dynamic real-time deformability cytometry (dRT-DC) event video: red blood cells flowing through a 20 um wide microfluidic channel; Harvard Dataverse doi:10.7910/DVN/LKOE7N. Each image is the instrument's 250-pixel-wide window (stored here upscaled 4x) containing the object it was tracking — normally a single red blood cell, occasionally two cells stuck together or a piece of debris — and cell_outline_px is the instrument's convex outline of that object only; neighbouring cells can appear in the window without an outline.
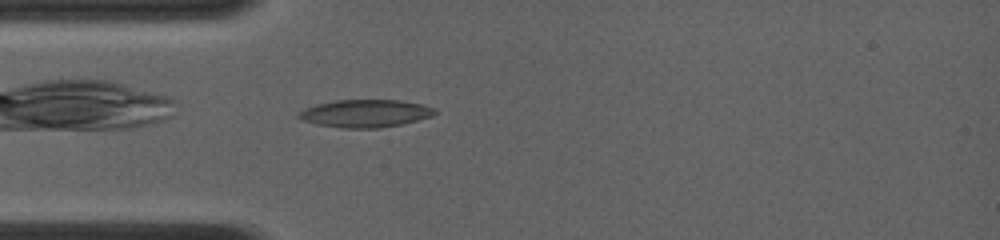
{"species": "common noctule bat (a hibernating species)", "species_latin": "Nyctalus noctula", "temperature_condition": "room temperature", "stored_images_in_passage": 1, "camera_frame_rate_fps": 4000, "um_per_image_px": 0.085, "animal": {"sex": "female", "body_mass_g": 19.0, "forearm_length_mm": 56.7}, "frame": {"image": 1, "passage_image": 1, "time_ms": 0.0, "image_size_px": [1000, 240], "cell_outline_px": [[436, 112], [432, 116], [400, 124], [380, 128], [340, 128], [316, 124], [300, 120], [296, 116], [296, 112], [304, 108], [316, 104], [336, 100], [400, 100], [424, 104], [436, 108]], "centroid_in_image_um": [31.0, 9.64], "position_along_channel_um": 54.0, "area_um2": 22.2}}